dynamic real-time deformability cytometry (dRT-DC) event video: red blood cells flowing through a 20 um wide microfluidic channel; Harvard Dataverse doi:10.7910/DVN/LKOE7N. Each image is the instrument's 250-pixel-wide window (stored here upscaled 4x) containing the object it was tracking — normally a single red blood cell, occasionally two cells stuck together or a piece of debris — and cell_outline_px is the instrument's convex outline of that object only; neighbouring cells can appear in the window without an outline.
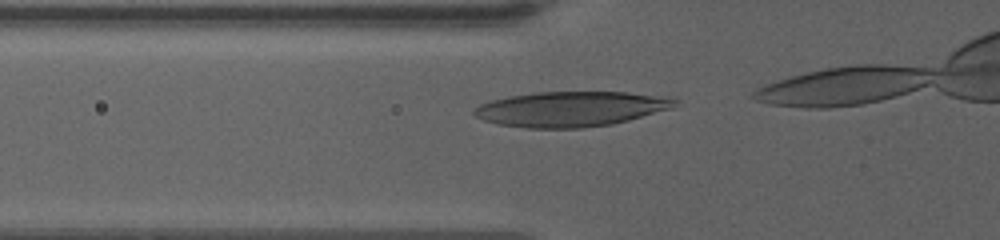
{"species": "human", "species_latin": "Homo sapiens", "temperature_condition": "warm", "stored_images_in_passage": 8, "camera_frame_rate_fps": 3000, "um_per_image_px": 0.085, "donor": {"sex": "female"}, "frame": {"image": 1, "passage_image": 2, "time_ms": 0.333, "image_size_px": [1000, 240], "cell_outline_px": [[680, 100], [672, 108], [628, 120], [612, 124], [584, 128], [524, 128], [496, 124], [484, 120], [476, 116], [472, 112], [480, 104], [492, 100], [508, 96], [536, 92], [628, 92]], "centroid_in_image_um": [48.47, 9.27], "position_along_channel_um": 77.3, "area_um2": 40.86}}
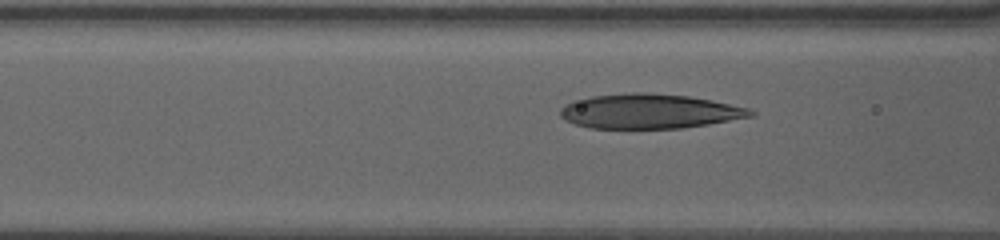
{"frame": {"image": 2, "passage_image": 5, "time_ms": 1.333, "image_size_px": [1000, 240], "cell_outline_px": [[756, 116], [708, 124], [680, 128], [588, 128], [564, 120], [560, 116], [560, 108], [564, 104], [572, 100], [592, 96], [632, 92], [644, 92], [688, 96], [712, 100], [748, 108], [756, 112]], "centroid_in_image_um": [55.18, 9.45], "position_along_channel_um": 111.4, "area_um2": 38.55}}